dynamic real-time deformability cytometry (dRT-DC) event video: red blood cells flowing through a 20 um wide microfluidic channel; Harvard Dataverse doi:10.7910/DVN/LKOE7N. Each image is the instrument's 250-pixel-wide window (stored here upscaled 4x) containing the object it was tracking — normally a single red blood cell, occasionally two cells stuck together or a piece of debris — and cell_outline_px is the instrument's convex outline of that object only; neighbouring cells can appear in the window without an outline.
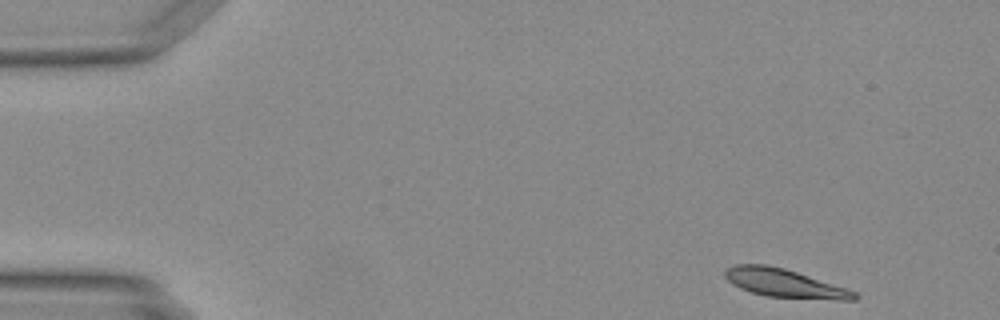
{"species": "Egyptian fruit bat (a non-hibernating species)", "species_latin": "Rousettus aegyptiacus", "temperature_condition": "warm", "stored_images_in_passage": 12, "camera_frame_rate_fps": 3000, "um_per_image_px": 0.085, "animal": {"sex": "female"}, "frame": {"image": 1, "passage_image": 1, "time_ms": 0.0, "image_size_px": [1000, 320], "cell_outline_px": [[860, 296], [856, 300], [836, 300], [764, 296], [740, 288], [732, 284], [724, 276], [724, 268], [736, 264], [768, 264], [784, 268], [848, 288], [856, 292]], "centroid_in_image_um": [66.69, 24.07], "position_along_channel_um": 18.3, "area_um2": 21.68}}
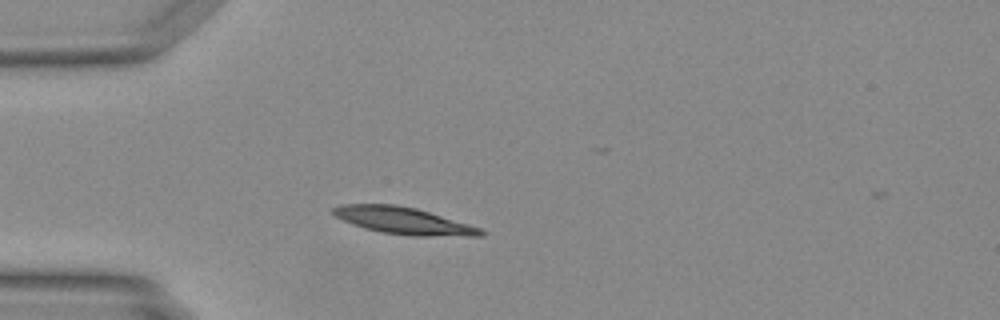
{"frame": {"image": 2, "passage_image": 10, "time_ms": 3.0, "image_size_px": [1000, 320], "cell_outline_px": [[488, 232], [484, 236], [412, 236], [380, 232], [364, 228], [352, 224], [328, 212], [332, 208], [340, 204], [392, 204], [416, 208], [468, 224], [480, 228]], "centroid_in_image_um": [34.28, 18.76], "position_along_channel_um": 50.7, "area_um2": 23.24}}